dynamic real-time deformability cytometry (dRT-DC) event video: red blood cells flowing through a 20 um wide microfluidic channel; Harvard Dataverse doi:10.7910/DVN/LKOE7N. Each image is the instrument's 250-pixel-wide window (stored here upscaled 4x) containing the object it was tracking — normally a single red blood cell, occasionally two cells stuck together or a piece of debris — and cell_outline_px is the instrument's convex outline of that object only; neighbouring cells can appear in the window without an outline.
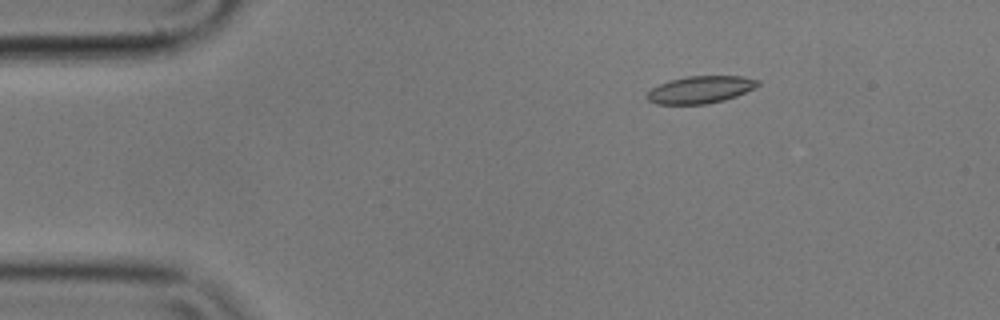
{"species": "common noctule bat (a hibernating species)", "species_latin": "Nyctalus noctula", "temperature_condition": "cold", "stored_images_in_passage": 4, "camera_frame_rate_fps": 3000, "um_per_image_px": 0.085, "animal": {"sex": "male", "body_mass_g": 17.9}, "frame": {"image": 1, "passage_image": 3, "time_ms": 0.667, "image_size_px": [1000, 320], "cell_outline_px": [[760, 84], [756, 88], [736, 96], [724, 100], [708, 104], [656, 104], [648, 100], [644, 96], [652, 88], [660, 84], [672, 80], [688, 76], [744, 76], [760, 80]], "centroid_in_image_um": [59.57, 7.62], "position_along_channel_um": 25.4, "area_um2": 17.69}}